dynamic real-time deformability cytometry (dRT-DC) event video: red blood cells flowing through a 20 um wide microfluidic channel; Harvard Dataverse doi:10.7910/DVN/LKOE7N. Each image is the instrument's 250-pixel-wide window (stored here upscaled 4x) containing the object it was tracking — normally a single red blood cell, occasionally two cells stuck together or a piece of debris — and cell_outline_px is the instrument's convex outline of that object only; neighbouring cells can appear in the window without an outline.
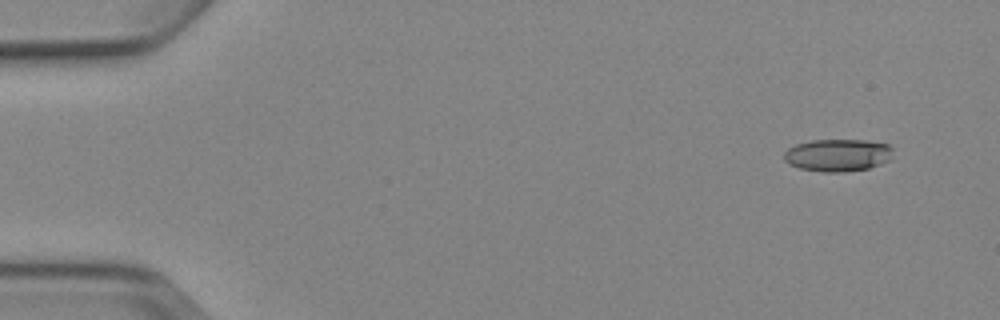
{"species": "Egyptian fruit bat (a non-hibernating species)", "species_latin": "Rousettus aegyptiacus", "temperature_condition": "cold", "stored_images_in_passage": 6, "camera_frame_rate_fps": 3000, "um_per_image_px": 0.085, "animal": {"sex": "female"}, "frame": {"image": 1, "passage_image": 2, "time_ms": 1.0, "image_size_px": [1000, 320], "cell_outline_px": [[892, 156], [888, 160], [880, 164], [868, 168], [844, 172], [824, 172], [800, 168], [788, 164], [784, 160], [784, 152], [788, 148], [796, 144], [812, 140], [864, 140], [888, 144], [892, 148]], "centroid_in_image_um": [71.19, 13.18], "position_along_channel_um": 13.8, "area_um2": 20.58}}
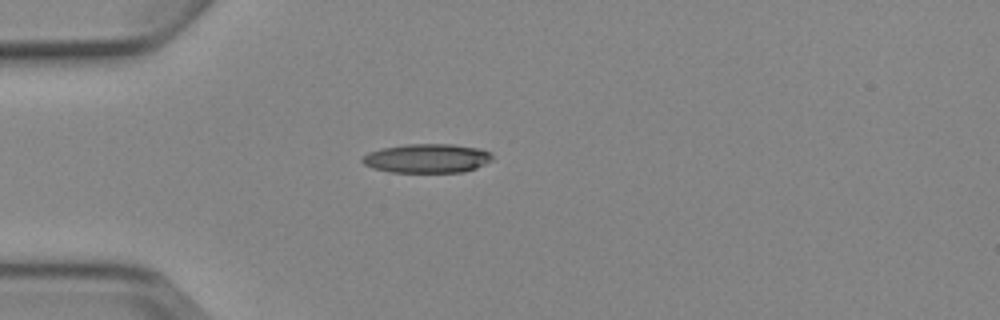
{"frame": {"image": 2, "passage_image": 5, "time_ms": 4.667, "image_size_px": [1000, 320], "cell_outline_px": [[492, 160], [476, 168], [464, 172], [388, 172], [372, 168], [364, 164], [360, 160], [368, 152], [384, 148], [408, 144], [452, 144], [480, 148], [488, 152], [492, 156]], "centroid_in_image_um": [36.29, 13.46], "position_along_channel_um": 48.7, "area_um2": 21.96}}